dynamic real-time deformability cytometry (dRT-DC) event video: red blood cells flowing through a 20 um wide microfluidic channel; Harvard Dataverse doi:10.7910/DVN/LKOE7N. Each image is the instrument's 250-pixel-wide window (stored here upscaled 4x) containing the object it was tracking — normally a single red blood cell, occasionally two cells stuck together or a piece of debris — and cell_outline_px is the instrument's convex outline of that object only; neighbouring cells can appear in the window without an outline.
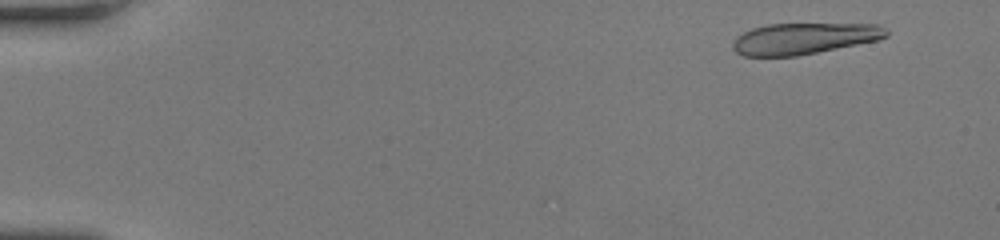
{"species": "human", "species_latin": "Homo sapiens", "temperature_condition": "room temperature", "stored_images_in_passage": 54, "camera_frame_rate_fps": 3000, "um_per_image_px": 0.085, "donor": {"sex": "female"}, "frame": {"image": 1, "passage_image": 4, "time_ms": 1.0, "image_size_px": [1000, 240], "cell_outline_px": [[888, 36], [880, 40], [796, 56], [744, 56], [736, 52], [732, 48], [732, 40], [736, 36], [752, 28], [768, 24], [880, 24], [888, 28]], "centroid_in_image_um": [68.36, 3.27], "position_along_channel_um": 16.6, "area_um2": 28.21}}
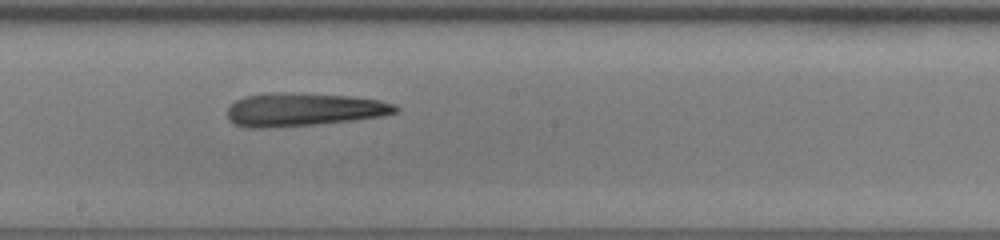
{"frame": {"image": 2, "passage_image": 31, "time_ms": 10.0, "image_size_px": [1000, 240], "cell_outline_px": [[400, 108], [396, 112], [380, 116], [352, 120], [316, 124], [264, 128], [248, 128], [236, 124], [228, 120], [228, 108], [236, 100], [244, 96], [272, 92], [284, 92], [348, 96], [380, 100], [396, 104]], "centroid_in_image_um": [25.78, 9.31], "position_along_channel_um": 222.4, "area_um2": 32.43}}
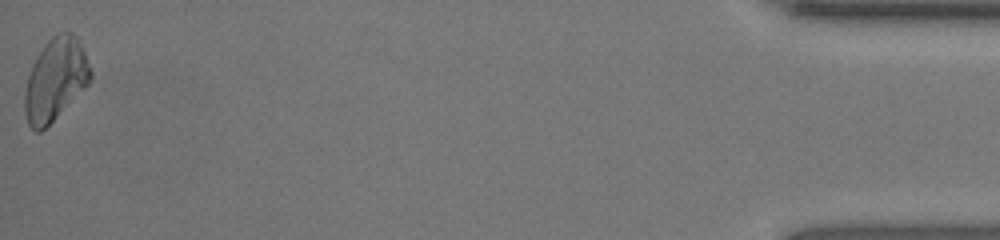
{"frame": {"image": 3, "passage_image": 54, "time_ms": 17.667, "image_size_px": [1000, 240], "cell_outline_px": [[92, 80], [40, 132], [36, 132], [28, 124], [24, 112], [24, 92], [28, 76], [32, 64], [44, 44], [56, 32], [72, 32], [76, 36], [84, 48], [92, 68]], "centroid_in_image_um": [4.72, 6.71], "position_along_channel_um": 430.5, "area_um2": 31.56}, "authors_computed_cell_mechanics": {"area_um2": 31.2698, "velocity_mm_per_s": 3.8978, "shape_relaxation_time_tau1_ms": 6.2179, "shape_relaxation_time_tau2_ms": 4.532, "deformation_change_tau1": 0.2406, "deformation_change_tau2": 0.1856}}